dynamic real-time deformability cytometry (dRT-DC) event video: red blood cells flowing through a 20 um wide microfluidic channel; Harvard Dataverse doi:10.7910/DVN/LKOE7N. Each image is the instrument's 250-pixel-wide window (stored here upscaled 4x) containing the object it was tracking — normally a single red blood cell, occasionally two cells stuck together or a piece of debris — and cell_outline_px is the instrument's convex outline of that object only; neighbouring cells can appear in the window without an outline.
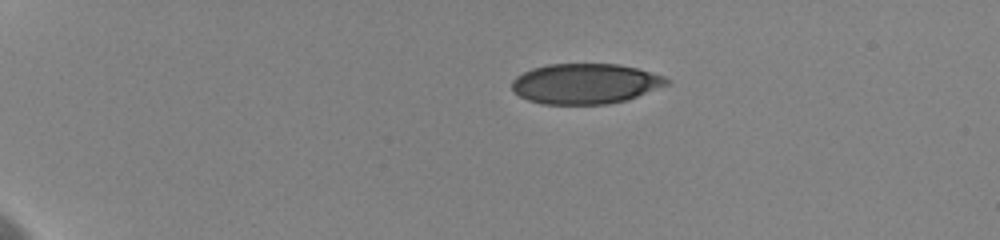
{"species": "human", "species_latin": "Homo sapiens", "temperature_condition": "cold", "stored_images_in_passage": 25, "camera_frame_rate_fps": 3000, "um_per_image_px": 0.085, "donor": {"sex": "female"}, "frame": {"image": 1, "passage_image": 1, "time_ms": 0.0, "image_size_px": [1000, 240], "cell_outline_px": [[672, 84], [628, 100], [608, 104], [540, 104], [528, 100], [520, 96], [512, 88], [512, 80], [516, 76], [532, 68], [548, 64], [620, 64], [636, 68], [664, 76], [672, 80]], "centroid_in_image_um": [49.81, 7.12], "position_along_channel_um": 35.2, "area_um2": 36.7}}
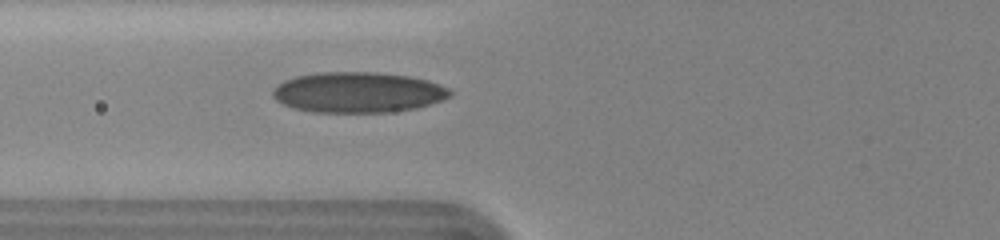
{"frame": {"image": 2, "passage_image": 11, "time_ms": 4.0, "image_size_px": [1000, 240], "cell_outline_px": [[452, 96], [416, 108], [388, 112], [312, 112], [292, 108], [276, 100], [272, 96], [272, 92], [284, 80], [296, 76], [320, 72], [376, 72], [408, 76], [428, 80], [440, 84], [448, 88], [452, 92]], "centroid_in_image_um": [30.43, 7.85], "position_along_channel_um": 95.4, "area_um2": 41.79}}